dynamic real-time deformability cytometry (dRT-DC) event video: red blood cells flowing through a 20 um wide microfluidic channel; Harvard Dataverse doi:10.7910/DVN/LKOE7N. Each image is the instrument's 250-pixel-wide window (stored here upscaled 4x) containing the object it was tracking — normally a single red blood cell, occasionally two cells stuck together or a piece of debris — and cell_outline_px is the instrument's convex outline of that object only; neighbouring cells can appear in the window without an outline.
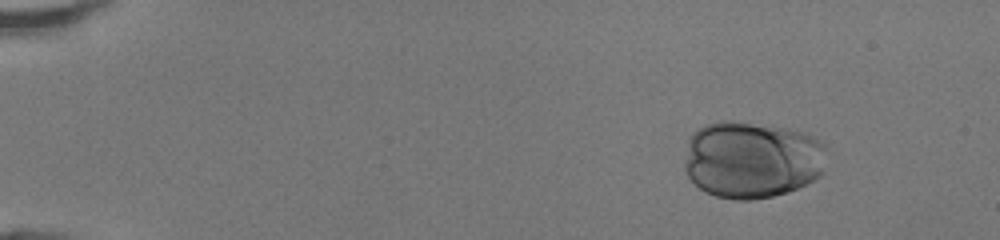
{"species": "human", "species_latin": "Homo sapiens", "temperature_condition": "room temperature", "stored_images_in_passage": 42, "camera_frame_rate_fps": 3000, "um_per_image_px": 0.085, "donor": {"sex": "female"}, "frame": {"image": 1, "passage_image": 7, "time_ms": 2.0, "image_size_px": [1000, 240], "cell_outline_px": [[824, 172], [820, 176], [788, 192], [772, 196], [752, 200], [736, 200], [716, 196], [704, 192], [684, 172], [684, 164], [688, 140], [692, 132], [704, 124], [720, 120], [732, 120], [772, 124], [808, 132], [824, 144]], "centroid_in_image_um": [63.9, 13.53], "position_along_channel_um": 21.1, "area_um2": 65.03}}
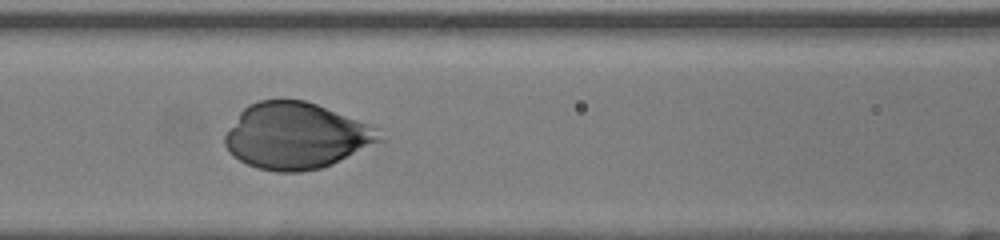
{"frame": {"image": 2, "passage_image": 24, "time_ms": 7.667, "image_size_px": [1000, 240], "cell_outline_px": [[384, 140], [332, 164], [320, 168], [300, 172], [276, 172], [256, 168], [240, 160], [228, 152], [224, 144], [224, 136], [228, 128], [240, 112], [248, 104], [260, 100], [304, 100], [316, 104], [380, 128]], "centroid_in_image_um": [25.17, 11.55], "position_along_channel_um": 141.4, "area_um2": 59.77}}
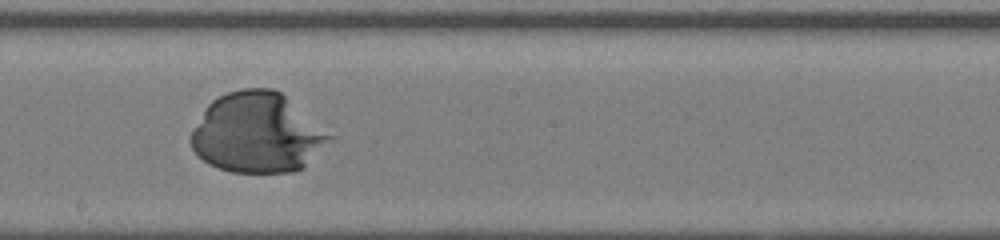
{"frame": {"image": 3, "passage_image": 30, "time_ms": 9.667, "image_size_px": [1000, 240], "cell_outline_px": [[336, 136], [304, 168], [292, 172], [232, 172], [208, 164], [192, 148], [188, 140], [192, 128], [208, 104], [212, 100], [228, 92], [240, 88], [272, 88], [280, 92]], "centroid_in_image_um": [21.89, 11.3], "position_along_channel_um": 226.3, "area_um2": 64.97}}